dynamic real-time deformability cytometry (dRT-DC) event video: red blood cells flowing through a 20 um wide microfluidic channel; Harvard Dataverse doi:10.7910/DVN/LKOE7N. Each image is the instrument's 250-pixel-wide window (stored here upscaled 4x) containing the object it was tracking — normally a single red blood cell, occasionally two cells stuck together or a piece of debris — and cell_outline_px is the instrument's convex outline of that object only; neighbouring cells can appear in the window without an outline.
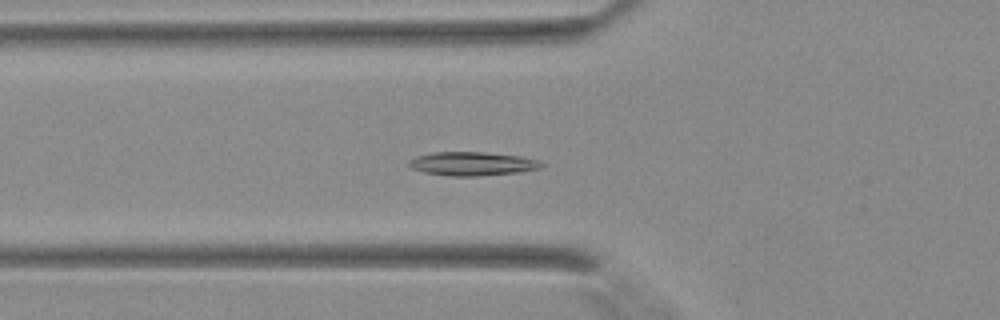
{"species": "Egyptian fruit bat (a non-hibernating species)", "species_latin": "Rousettus aegyptiacus", "temperature_condition": "warm", "stored_images_in_passage": 29, "camera_frame_rate_fps": 3000, "um_per_image_px": 0.085, "animal": {"sex": "female"}, "frame": {"image": 1, "passage_image": 3, "time_ms": 0.667, "image_size_px": [1000, 320], "cell_outline_px": [[544, 164], [540, 168], [516, 172], [476, 176], [452, 176], [424, 172], [412, 168], [408, 164], [408, 160], [416, 156], [432, 152], [484, 152], [520, 156], [540, 160]], "centroid_in_image_um": [40.13, 13.9], "position_along_channel_um": 85.7, "area_um2": 18.21}}
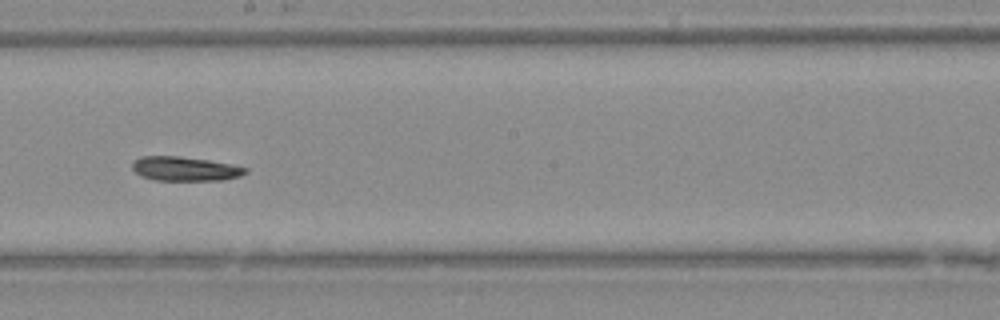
{"frame": {"image": 2, "passage_image": 12, "time_ms": 3.667, "image_size_px": [1000, 320], "cell_outline_px": [[248, 172], [240, 176], [220, 180], [152, 180], [140, 176], [132, 168], [132, 160], [140, 156], [180, 156], [208, 160], [248, 168]], "centroid_in_image_um": [15.67, 14.34], "position_along_channel_um": 232.5, "area_um2": 16.01}}
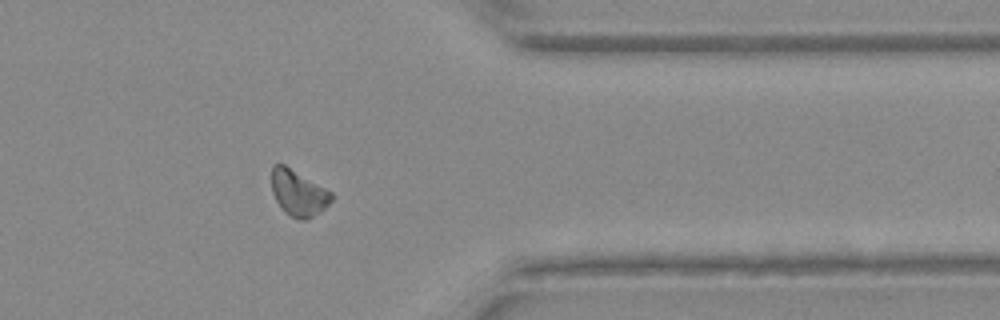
{"frame": {"image": 3, "passage_image": 22, "time_ms": 7.0, "image_size_px": [1000, 320], "cell_outline_px": [[332, 200], [320, 212], [308, 220], [300, 220], [284, 212], [276, 200], [272, 192], [272, 164], [284, 164], [332, 192]], "centroid_in_image_um": [25.35, 16.41], "position_along_channel_um": 386.0, "area_um2": 15.9}}